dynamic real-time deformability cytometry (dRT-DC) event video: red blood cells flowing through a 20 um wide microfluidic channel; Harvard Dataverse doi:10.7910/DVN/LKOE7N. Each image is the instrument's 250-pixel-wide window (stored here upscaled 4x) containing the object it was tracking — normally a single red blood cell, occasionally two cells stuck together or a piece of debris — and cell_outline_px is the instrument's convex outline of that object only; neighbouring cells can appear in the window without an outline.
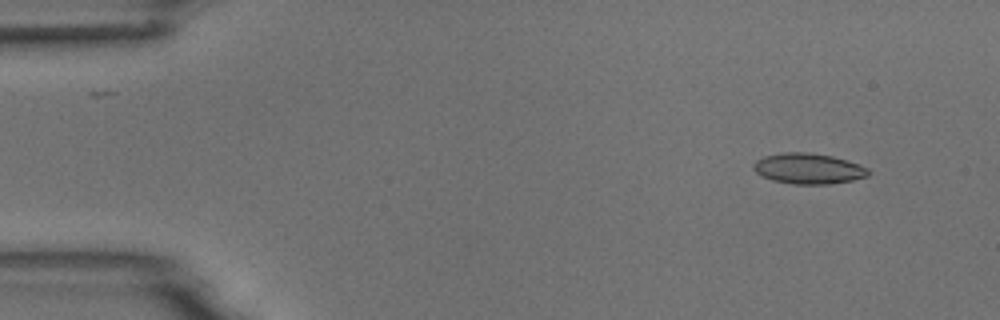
{"species": "common noctule bat (a hibernating species)", "species_latin": "Nyctalus noctula", "temperature_condition": "room temperature", "stored_images_in_passage": 5, "camera_frame_rate_fps": 3000, "um_per_image_px": 0.085, "animal": {"sex": "male", "body_mass_g": 18.8}, "frame": {"image": 1, "passage_image": 2, "time_ms": 1.333, "image_size_px": [1000, 320], "cell_outline_px": [[868, 176], [852, 180], [828, 184], [792, 184], [772, 180], [760, 176], [752, 168], [752, 164], [756, 160], [764, 156], [784, 152], [808, 152], [832, 156], [868, 168]], "centroid_in_image_um": [68.64, 14.33], "position_along_channel_um": 16.4, "area_um2": 20.4}}
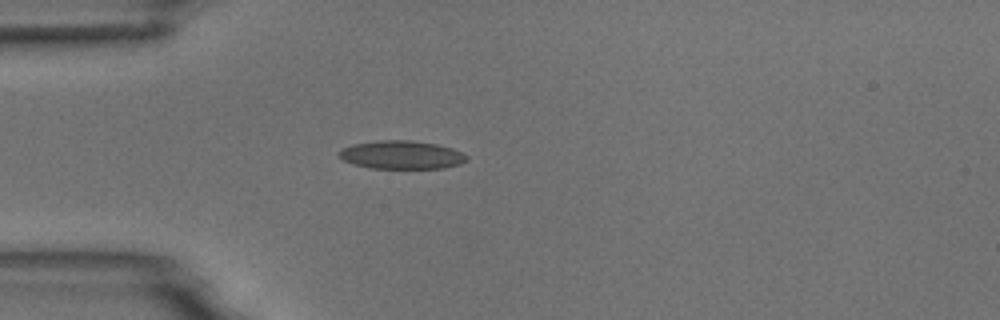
{"frame": {"image": 2, "passage_image": 5, "time_ms": 4.667, "image_size_px": [1000, 320], "cell_outline_px": [[468, 160], [460, 164], [444, 168], [368, 168], [352, 164], [344, 160], [340, 156], [340, 148], [352, 144], [380, 140], [412, 140], [436, 144], [452, 148], [468, 156]], "centroid_in_image_um": [34.13, 13.16], "position_along_channel_um": 50.9, "area_um2": 21.1}}